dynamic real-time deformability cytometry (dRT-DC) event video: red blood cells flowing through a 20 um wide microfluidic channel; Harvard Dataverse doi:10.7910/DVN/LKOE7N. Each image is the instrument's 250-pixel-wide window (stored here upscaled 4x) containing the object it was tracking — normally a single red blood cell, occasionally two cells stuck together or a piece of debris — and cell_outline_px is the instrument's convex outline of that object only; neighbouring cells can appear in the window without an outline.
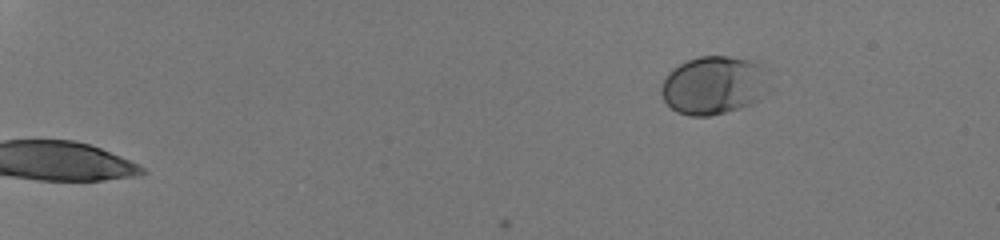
{"species": "human", "species_latin": "Homo sapiens", "temperature_condition": "room temperature", "stored_images_in_passage": 47, "camera_frame_rate_fps": 3000, "um_per_image_px": 0.085, "donor": {"sex": "male"}, "frame": {"image": 1, "passage_image": 1, "time_ms": 0.0, "image_size_px": [1000, 240], "cell_outline_px": [[764, 68], [760, 96], [752, 104], [724, 112], [708, 116], [688, 116], [676, 112], [664, 100], [660, 92], [660, 88], [668, 72], [672, 68], [688, 60], [700, 56], [728, 56], [748, 60], [760, 64]], "centroid_in_image_um": [60.54, 7.25], "position_along_channel_um": 24.5, "area_um2": 35.72}}
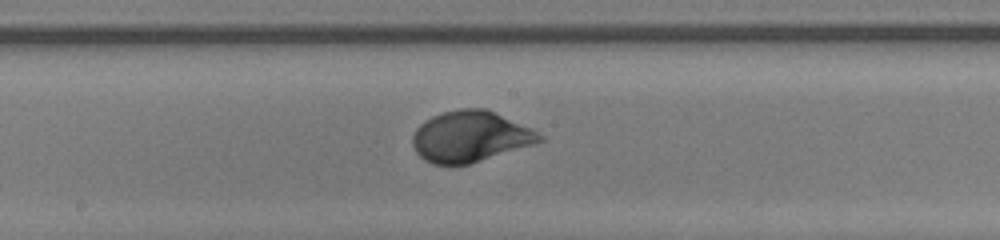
{"frame": {"image": 2, "passage_image": 27, "time_ms": 8.667, "image_size_px": [1000, 240], "cell_outline_px": [[544, 140], [532, 144], [468, 164], [432, 164], [424, 160], [416, 152], [412, 144], [412, 136], [416, 128], [424, 120], [432, 116], [444, 112], [460, 108], [484, 108], [532, 128], [544, 136]], "centroid_in_image_um": [39.94, 11.59], "position_along_channel_um": 208.3, "area_um2": 37.34}}
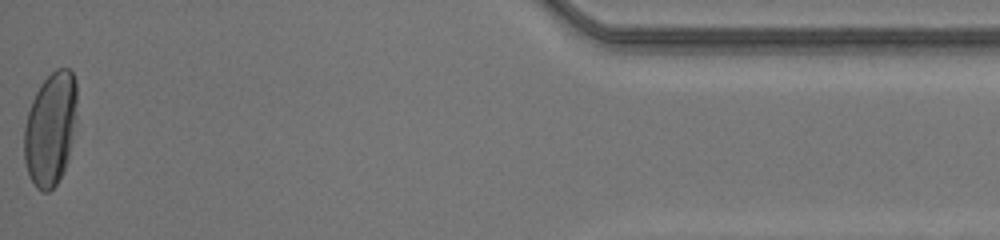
{"frame": {"image": 3, "passage_image": 47, "time_ms": 15.333, "image_size_px": [1000, 240], "cell_outline_px": [[76, 120], [68, 160], [56, 184], [48, 192], [44, 192], [36, 188], [28, 172], [24, 160], [24, 128], [28, 112], [32, 100], [40, 84], [56, 68], [68, 68], [72, 72], [76, 80]], "centroid_in_image_um": [4.29, 10.93], "position_along_channel_um": 430.9, "area_um2": 34.85}, "authors_computed_cell_mechanics": {"area_um2": 35.4892, "velocity_mm_per_s": 4.1833, "shape_relaxation_time_tau1_ms": 2.7186, "shape_relaxation_time_tau2_ms": null, "deformation_change_tau1": 0.1524, "deformation_change_tau2": null}}